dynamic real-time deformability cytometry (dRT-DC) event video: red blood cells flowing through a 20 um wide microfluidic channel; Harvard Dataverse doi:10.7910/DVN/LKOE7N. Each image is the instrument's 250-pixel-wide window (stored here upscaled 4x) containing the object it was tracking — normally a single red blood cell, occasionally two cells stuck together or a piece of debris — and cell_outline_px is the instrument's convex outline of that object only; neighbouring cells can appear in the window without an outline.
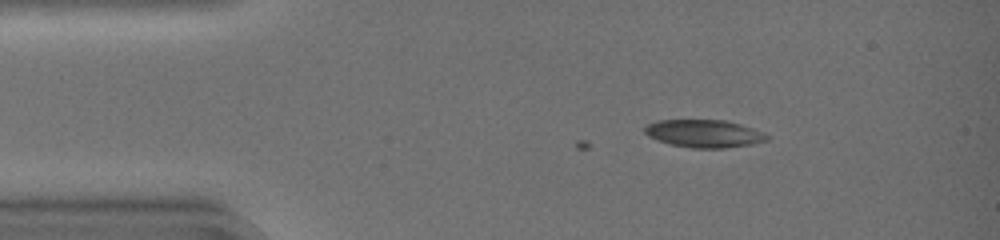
{"species": "common noctule bat (a hibernating species)", "species_latin": "Nyctalus noctula", "temperature_condition": "warm", "stored_images_in_passage": 10, "camera_frame_rate_fps": 3000, "um_per_image_px": 0.085, "animal": {"sex": "female", "body_mass_g": 19.0, "forearm_length_mm": 51.5}, "frame": {"image": 1, "passage_image": 10, "time_ms": 3.0, "image_size_px": [1000, 240], "cell_outline_px": [[768, 140], [752, 144], [724, 148], [692, 148], [668, 144], [656, 140], [648, 136], [644, 132], [644, 128], [648, 124], [656, 120], [724, 120], [740, 124], [764, 132], [768, 136]], "centroid_in_image_um": [59.82, 11.35], "position_along_channel_um": 25.2, "area_um2": 19.83}}